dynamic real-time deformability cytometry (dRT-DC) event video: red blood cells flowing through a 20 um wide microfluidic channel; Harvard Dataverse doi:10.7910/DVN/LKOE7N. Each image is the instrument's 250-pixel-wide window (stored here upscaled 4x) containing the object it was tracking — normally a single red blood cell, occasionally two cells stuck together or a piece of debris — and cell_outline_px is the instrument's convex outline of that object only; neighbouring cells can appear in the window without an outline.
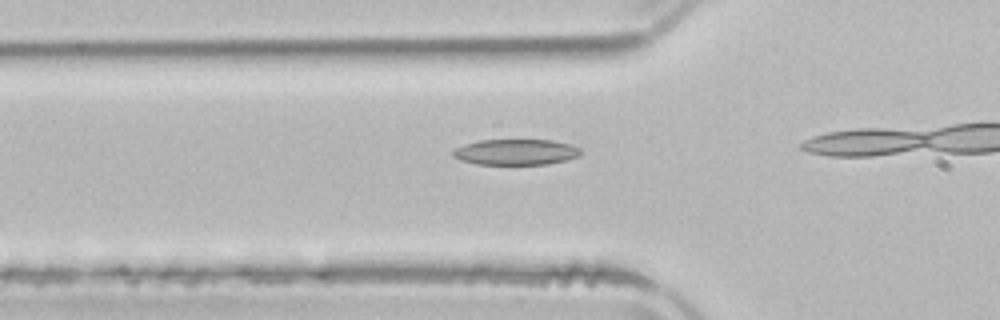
{"species": "common noctule bat (a hibernating species)", "species_latin": "Nyctalus noctula", "temperature_condition": "room temperature", "stored_images_in_passage": 17, "camera_frame_rate_fps": 3000, "um_per_image_px": 0.085, "animal": {"sex": "male", "body_mass_g": 21.5, "forearm_length_mm": 52.0}, "frame": {"image": 1, "passage_image": 13, "time_ms": 4.0, "image_size_px": [1000, 320], "cell_outline_px": [[580, 156], [548, 164], [476, 164], [460, 160], [452, 156], [452, 152], [456, 148], [464, 144], [480, 140], [552, 140], [572, 144], [580, 148]], "centroid_in_image_um": [43.84, 12.92], "position_along_channel_um": 82.0, "area_um2": 19.19}}
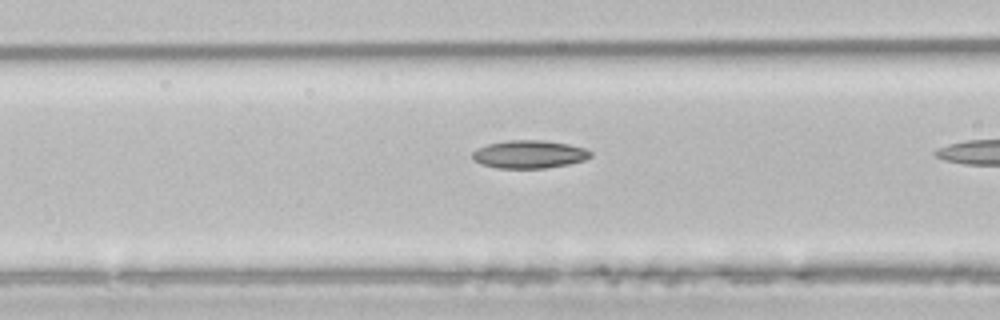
{"frame": {"image": 2, "passage_image": 16, "time_ms": 5.0, "image_size_px": [1000, 320], "cell_outline_px": [[592, 156], [584, 160], [568, 164], [544, 168], [496, 168], [480, 164], [472, 160], [472, 152], [476, 148], [488, 144], [508, 140], [544, 140], [568, 144], [584, 148], [592, 152]], "centroid_in_image_um": [44.95, 13.11], "position_along_channel_um": 121.7, "area_um2": 19.36}}